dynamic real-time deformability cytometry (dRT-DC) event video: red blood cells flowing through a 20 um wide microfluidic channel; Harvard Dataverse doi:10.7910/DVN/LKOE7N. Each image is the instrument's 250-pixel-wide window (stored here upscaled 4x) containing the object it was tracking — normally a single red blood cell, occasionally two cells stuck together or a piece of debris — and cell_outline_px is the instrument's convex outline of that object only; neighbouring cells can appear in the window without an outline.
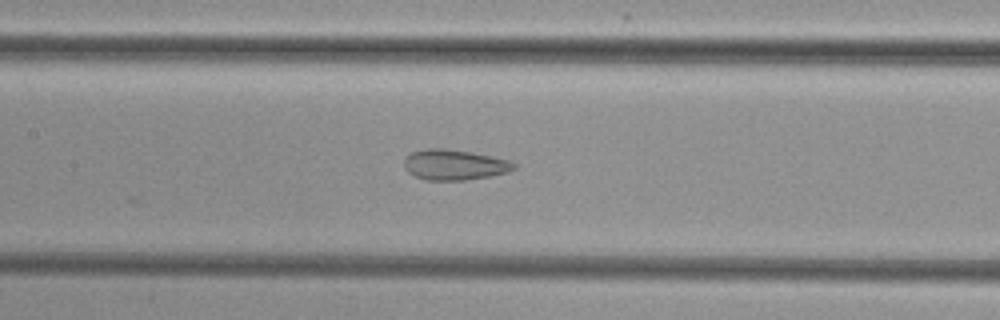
{"species": "common noctule bat (a hibernating species)", "species_latin": "Nyctalus noctula", "temperature_condition": "cold", "stored_images_in_passage": 51, "camera_frame_rate_fps": 3000, "um_per_image_px": 0.085, "animal": {"sex": "female", "body_mass_g": 29.2, "forearm_length_mm": 56.3}, "frame": {"image": 1, "passage_image": 24, "time_ms": 7.667, "image_size_px": [1000, 320], "cell_outline_px": [[516, 168], [508, 172], [492, 176], [464, 180], [424, 180], [408, 172], [404, 168], [404, 160], [412, 152], [428, 148], [444, 148], [472, 152], [492, 156], [508, 160], [516, 164]], "centroid_in_image_um": [38.64, 14.01], "position_along_channel_um": 168.8, "area_um2": 19.54}}
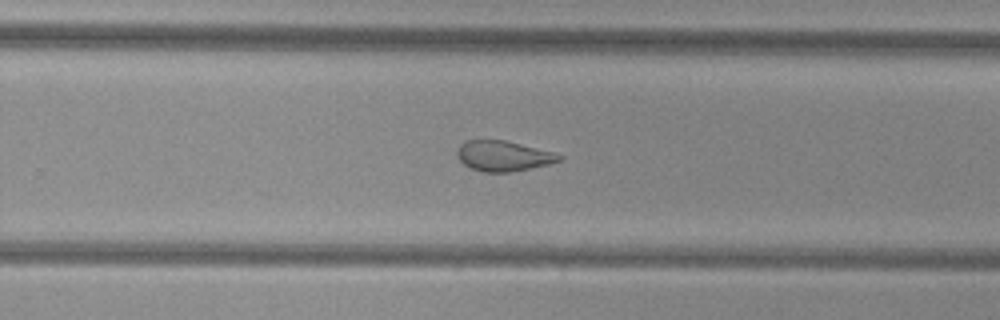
{"frame": {"image": 2, "passage_image": 33, "time_ms": 10.667, "image_size_px": [1000, 320], "cell_outline_px": [[564, 160], [548, 164], [508, 172], [480, 172], [464, 164], [456, 156], [456, 152], [460, 144], [468, 140], [504, 140], [552, 152], [564, 156]], "centroid_in_image_um": [42.76, 13.26], "position_along_channel_um": 287.0, "area_um2": 17.86}}
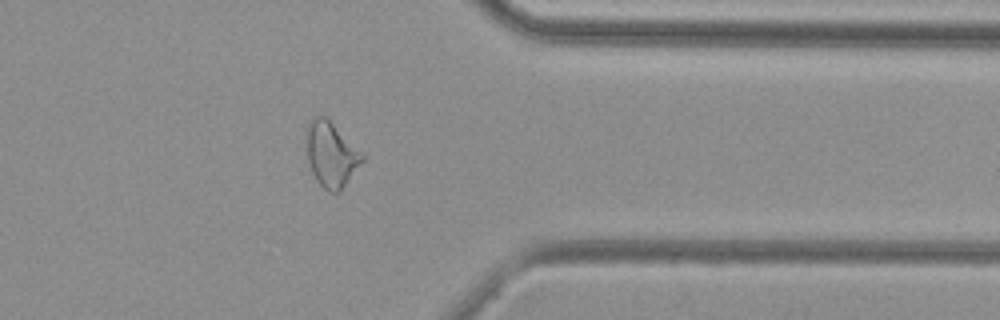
{"frame": {"image": 3, "passage_image": 41, "time_ms": 13.333, "image_size_px": [1000, 320], "cell_outline_px": [[364, 160], [340, 192], [328, 192], [316, 180], [312, 172], [308, 160], [308, 124], [312, 116], [324, 116], [364, 156]], "centroid_in_image_um": [28.15, 13.18], "position_along_channel_um": 383.3, "area_um2": 20.35}}